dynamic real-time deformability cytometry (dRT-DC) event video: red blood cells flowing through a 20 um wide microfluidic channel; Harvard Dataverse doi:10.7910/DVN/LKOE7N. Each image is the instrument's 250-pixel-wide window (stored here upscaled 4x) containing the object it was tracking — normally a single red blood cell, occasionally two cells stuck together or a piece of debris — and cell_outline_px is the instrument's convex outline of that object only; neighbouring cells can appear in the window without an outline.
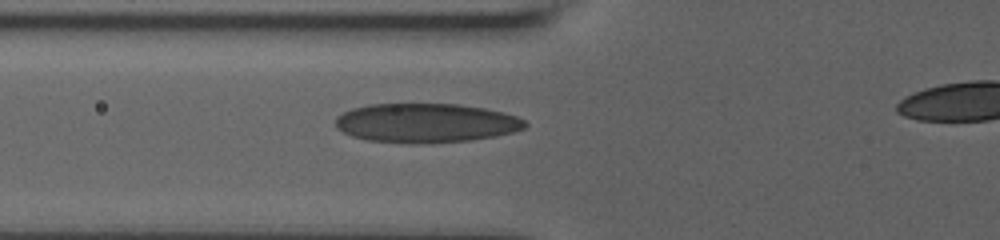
{"species": "human", "species_latin": "Homo sapiens", "temperature_condition": "room temperature", "stored_images_in_passage": 11, "camera_frame_rate_fps": 3000, "um_per_image_px": 0.085, "donor": {"sex": "male"}, "frame": {"image": 1, "passage_image": 7, "time_ms": 2.0, "image_size_px": [1000, 240], "cell_outline_px": [[528, 124], [524, 128], [512, 132], [496, 136], [472, 140], [428, 144], [412, 144], [368, 140], [352, 136], [336, 128], [336, 116], [352, 108], [368, 104], [456, 104], [484, 108], [504, 112], [516, 116], [524, 120]], "centroid_in_image_um": [36.2, 10.46], "position_along_channel_um": 89.6, "area_um2": 43.58}}
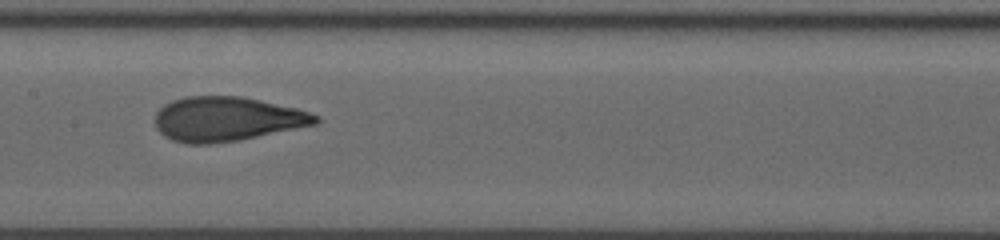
{"frame": {"image": 2, "passage_image": 10, "time_ms": 3.0, "image_size_px": [1000, 240], "cell_outline_px": [[320, 120], [316, 124], [240, 140], [208, 144], [188, 144], [172, 140], [164, 136], [156, 128], [156, 112], [164, 104], [172, 100], [184, 96], [240, 96], [260, 100], [296, 108], [320, 116]], "centroid_in_image_um": [19.26, 10.12], "position_along_channel_um": 188.1, "area_um2": 41.56}}